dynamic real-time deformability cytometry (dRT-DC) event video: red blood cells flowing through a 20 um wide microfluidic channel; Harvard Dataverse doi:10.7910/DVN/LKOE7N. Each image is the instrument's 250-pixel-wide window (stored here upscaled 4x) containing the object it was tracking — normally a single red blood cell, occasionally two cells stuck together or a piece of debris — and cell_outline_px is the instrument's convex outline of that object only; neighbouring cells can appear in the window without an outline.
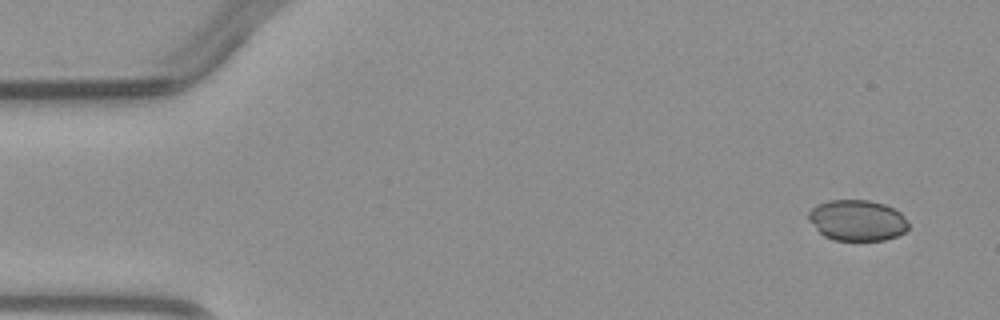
{"species": "common noctule bat (a hibernating species)", "species_latin": "Nyctalus noctula", "temperature_condition": "warm", "stored_images_in_passage": 4, "camera_frame_rate_fps": 3000, "um_per_image_px": 0.085, "animal": {"sex": "male", "body_mass_g": 23.1, "forearm_length_mm": 52.7}, "frame": {"image": 1, "passage_image": 1, "time_ms": 0.0, "image_size_px": [1000, 320], "cell_outline_px": [[908, 228], [904, 232], [896, 236], [884, 240], [832, 240], [824, 236], [808, 220], [808, 212], [816, 204], [832, 200], [868, 200], [884, 204], [900, 212], [908, 220]], "centroid_in_image_um": [72.86, 18.73], "position_along_channel_um": 12.1, "area_um2": 23.81}}